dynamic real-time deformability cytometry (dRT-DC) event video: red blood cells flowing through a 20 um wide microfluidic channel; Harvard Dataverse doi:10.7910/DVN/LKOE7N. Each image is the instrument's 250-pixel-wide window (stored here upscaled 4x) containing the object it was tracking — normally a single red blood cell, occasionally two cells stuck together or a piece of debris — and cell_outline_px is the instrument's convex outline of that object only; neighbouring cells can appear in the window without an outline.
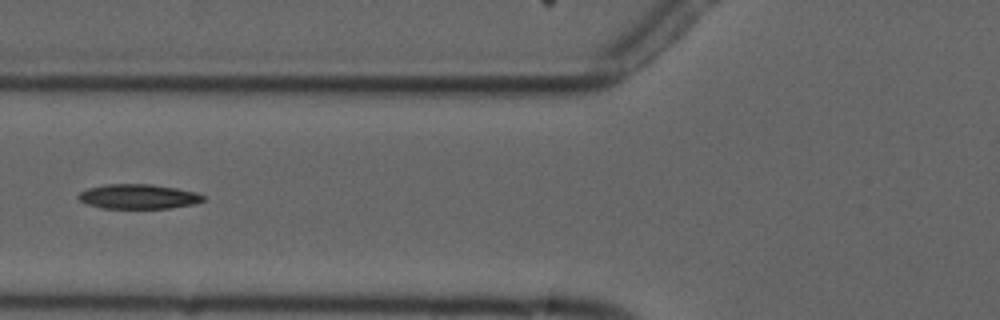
{"species": "common noctule bat (a hibernating species)", "species_latin": "Nyctalus noctula", "temperature_condition": "cold", "stored_images_in_passage": 6, "camera_frame_rate_fps": 3000, "um_per_image_px": 0.085, "animal": {"sex": "male", "forearm_length_mm": 52.5}, "frame": {"image": 1, "passage_image": 5, "time_ms": 6.667, "image_size_px": [1000, 320], "cell_outline_px": [[204, 200], [192, 204], [168, 208], [100, 208], [88, 204], [80, 200], [76, 196], [80, 192], [88, 188], [104, 184], [152, 184], [176, 188], [196, 192], [204, 196]], "centroid_in_image_um": [11.72, 16.7], "position_along_channel_um": 114.1, "area_um2": 17.86}}
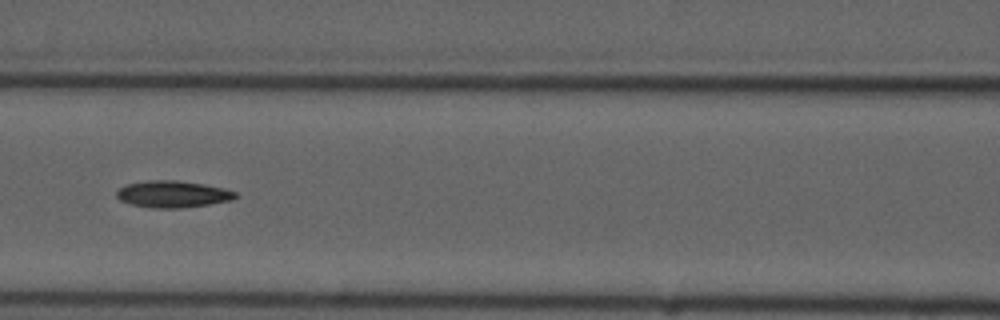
{"frame": {"image": 2, "passage_image": 6, "time_ms": 7.667, "image_size_px": [1000, 320], "cell_outline_px": [[240, 196], [232, 200], [208, 204], [180, 208], [152, 208], [132, 204], [120, 200], [116, 196], [116, 192], [120, 188], [128, 184], [148, 180], [176, 180], [204, 184], [224, 188], [236, 192]], "centroid_in_image_um": [14.71, 16.5], "position_along_channel_um": 151.9, "area_um2": 18.5}}